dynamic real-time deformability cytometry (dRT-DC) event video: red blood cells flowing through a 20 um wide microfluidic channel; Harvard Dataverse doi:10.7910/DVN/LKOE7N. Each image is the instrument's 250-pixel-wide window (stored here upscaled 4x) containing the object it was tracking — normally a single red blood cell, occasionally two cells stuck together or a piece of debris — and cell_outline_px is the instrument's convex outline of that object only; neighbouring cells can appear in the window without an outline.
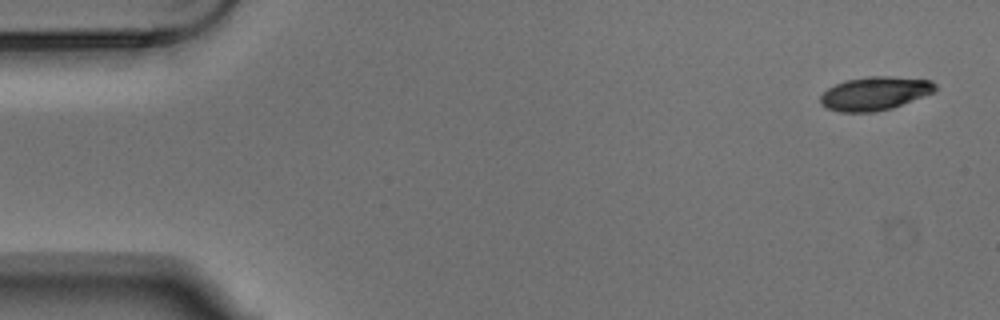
{"species": "Egyptian fruit bat (a non-hibernating species)", "species_latin": "Rousettus aegyptiacus", "temperature_condition": "warm", "stored_images_in_passage": 6, "camera_frame_rate_fps": 3000, "um_per_image_px": 0.085, "animal": {"sex": "male"}, "frame": {"image": 1, "passage_image": 1, "time_ms": 0.0, "image_size_px": [1000, 320], "cell_outline_px": [[936, 88], [932, 92], [892, 108], [872, 112], [840, 112], [828, 108], [820, 104], [820, 96], [828, 88], [836, 84], [848, 80], [868, 76], [892, 76], [932, 80], [936, 84]], "centroid_in_image_um": [74.34, 7.93], "position_along_channel_um": 10.7, "area_um2": 22.2}}
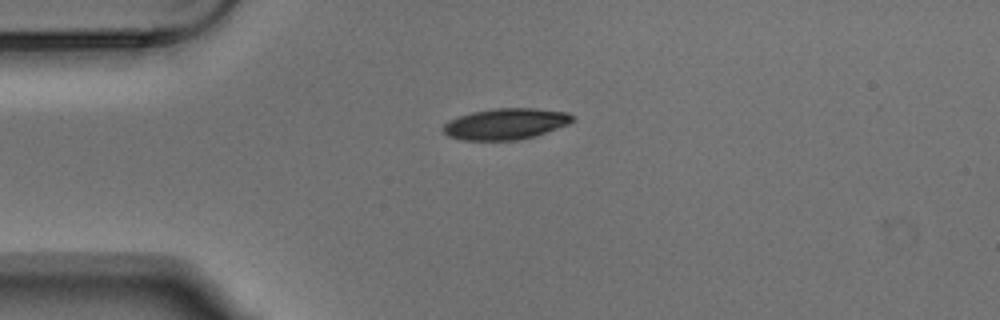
{"frame": {"image": 2, "passage_image": 4, "time_ms": 1.0, "image_size_px": [1000, 320], "cell_outline_px": [[576, 120], [568, 124], [536, 136], [516, 140], [460, 140], [448, 136], [440, 128], [448, 120], [472, 112], [496, 108], [536, 108], [568, 112], [576, 116]], "centroid_in_image_um": [43.0, 10.53], "position_along_channel_um": 42.0, "area_um2": 23.7}}